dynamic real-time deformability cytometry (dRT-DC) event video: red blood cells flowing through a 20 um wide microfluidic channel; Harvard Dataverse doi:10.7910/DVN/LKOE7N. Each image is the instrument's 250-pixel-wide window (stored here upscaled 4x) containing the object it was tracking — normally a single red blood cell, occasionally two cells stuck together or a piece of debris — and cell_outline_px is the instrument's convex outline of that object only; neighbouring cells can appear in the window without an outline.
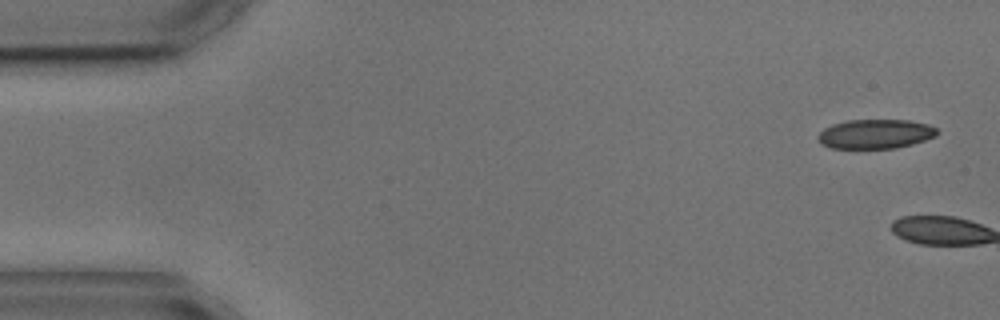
{"species": "common noctule bat (a hibernating species)", "species_latin": "Nyctalus noctula", "temperature_condition": "cold", "stored_images_in_passage": 7, "camera_frame_rate_fps": 3000, "um_per_image_px": 0.085, "animal": {"sex": "male", "body_mass_g": 17.9, "forearm_length_mm": 54.2}, "frame": {"image": 1, "passage_image": 1, "time_ms": 0.0, "image_size_px": [1000, 320], "cell_outline_px": [[940, 132], [936, 136], [912, 144], [896, 148], [832, 148], [820, 144], [816, 136], [824, 128], [832, 124], [848, 120], [908, 120], [928, 124], [936, 128]], "centroid_in_image_um": [74.4, 11.38], "position_along_channel_um": 10.6, "area_um2": 20.46}}
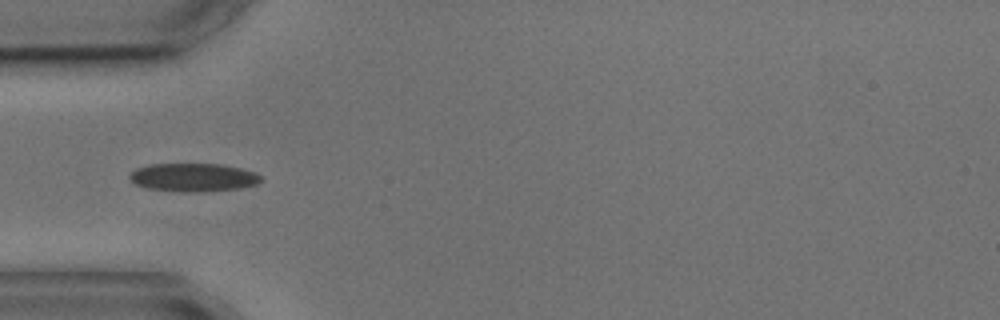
{"frame": {"image": 2, "passage_image": 5, "time_ms": 5.667, "image_size_px": [1000, 320], "cell_outline_px": [[264, 180], [256, 184], [236, 188], [200, 192], [180, 192], [148, 188], [136, 184], [128, 176], [136, 168], [148, 164], [220, 164], [240, 168], [256, 172], [264, 176]], "centroid_in_image_um": [16.46, 15.07], "position_along_channel_um": 68.5, "area_um2": 21.68}}